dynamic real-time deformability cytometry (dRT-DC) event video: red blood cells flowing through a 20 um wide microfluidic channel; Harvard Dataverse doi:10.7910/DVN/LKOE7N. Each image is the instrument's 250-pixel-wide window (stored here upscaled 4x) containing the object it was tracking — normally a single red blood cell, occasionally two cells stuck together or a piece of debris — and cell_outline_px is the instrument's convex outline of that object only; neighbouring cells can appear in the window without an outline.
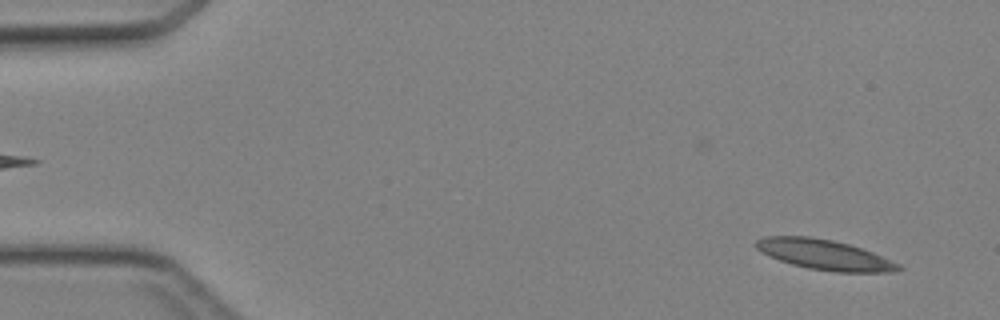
{"species": "Egyptian fruit bat (a non-hibernating species)", "species_latin": "Rousettus aegyptiacus", "temperature_condition": "cold", "stored_images_in_passage": 10, "camera_frame_rate_fps": 3000, "um_per_image_px": 0.085, "animal": {"sex": "female"}, "frame": {"image": 1, "passage_image": 2, "time_ms": 0.333, "image_size_px": [1000, 320], "cell_outline_px": [[904, 268], [896, 272], [836, 272], [808, 268], [792, 264], [780, 260], [760, 252], [752, 244], [756, 240], [764, 236], [808, 236], [832, 240], [848, 244], [872, 252], [900, 264]], "centroid_in_image_um": [70.06, 21.65], "position_along_channel_um": 14.9, "area_um2": 25.03}}